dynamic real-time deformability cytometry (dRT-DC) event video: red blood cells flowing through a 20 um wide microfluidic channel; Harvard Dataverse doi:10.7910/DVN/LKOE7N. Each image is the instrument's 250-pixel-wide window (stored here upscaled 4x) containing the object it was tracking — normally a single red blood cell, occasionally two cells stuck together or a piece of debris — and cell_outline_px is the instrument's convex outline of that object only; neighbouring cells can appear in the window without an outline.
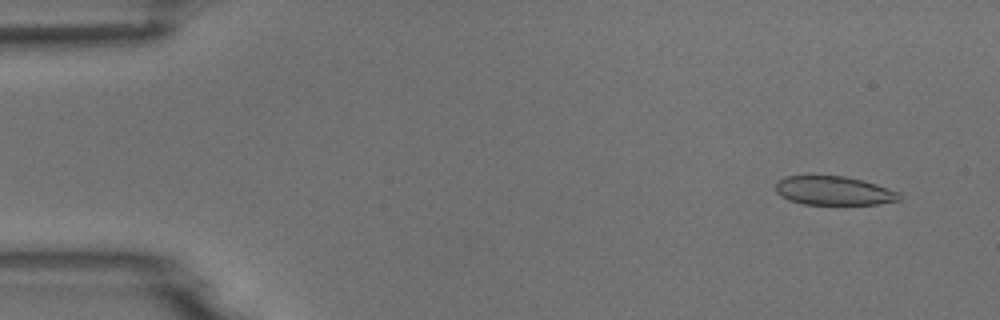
{"species": "common noctule bat (a hibernating species)", "species_latin": "Nyctalus noctula", "temperature_condition": "room temperature", "stored_images_in_passage": 5, "camera_frame_rate_fps": 3000, "um_per_image_px": 0.085, "animal": {"sex": "male", "body_mass_g": 18.8}, "frame": {"image": 1, "passage_image": 2, "time_ms": 1.0, "image_size_px": [1000, 320], "cell_outline_px": [[900, 200], [880, 204], [804, 204], [788, 200], [780, 196], [776, 192], [776, 180], [784, 176], [844, 176], [864, 180], [900, 192]], "centroid_in_image_um": [70.86, 16.21], "position_along_channel_um": 14.1, "area_um2": 20.92}}
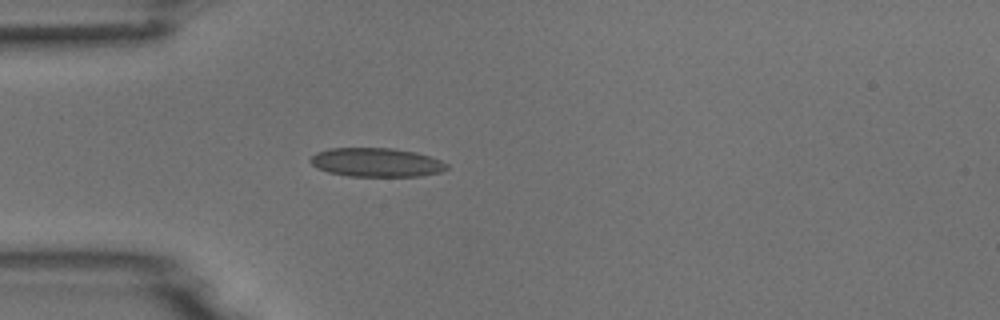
{"frame": {"image": 2, "passage_image": 5, "time_ms": 4.667, "image_size_px": [1000, 320], "cell_outline_px": [[448, 168], [440, 172], [424, 176], [348, 176], [328, 172], [312, 164], [308, 160], [316, 152], [328, 148], [392, 148], [416, 152], [440, 160], [448, 164]], "centroid_in_image_um": [32.0, 13.8], "position_along_channel_um": 53.0, "area_um2": 22.95}}